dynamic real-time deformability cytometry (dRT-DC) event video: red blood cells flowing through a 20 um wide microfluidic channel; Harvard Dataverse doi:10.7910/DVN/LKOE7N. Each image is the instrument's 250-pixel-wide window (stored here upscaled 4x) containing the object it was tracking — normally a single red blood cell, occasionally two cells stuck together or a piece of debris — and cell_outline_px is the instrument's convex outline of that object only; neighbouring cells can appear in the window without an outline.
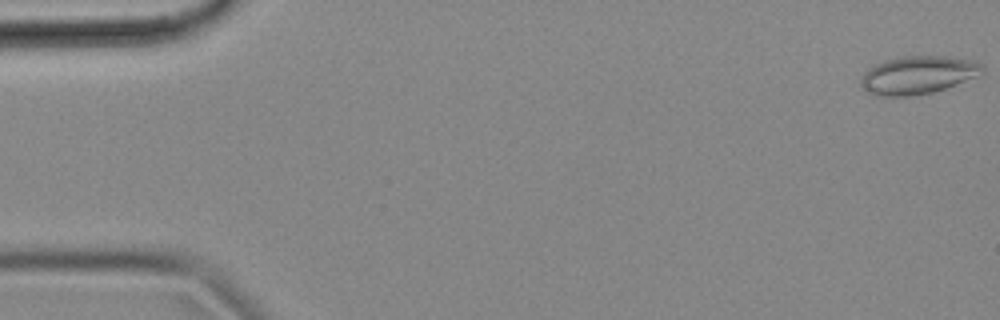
{"species": "common noctule bat (a hibernating species)", "species_latin": "Nyctalus noctula", "temperature_condition": "cold", "stored_images_in_passage": 16, "camera_frame_rate_fps": 3000, "um_per_image_px": 0.085, "animal": {"sex": "female", "body_mass_g": 18.4}, "frame": {"image": 1, "passage_image": 1, "time_ms": 0.0, "image_size_px": [1000, 320], "cell_outline_px": [[984, 72], [980, 76], [932, 92], [908, 96], [876, 96], [860, 88], [860, 80], [864, 72], [868, 68], [876, 64], [888, 60], [904, 56], [948, 56], [972, 60], [980, 64], [984, 68]], "centroid_in_image_um": [78.01, 6.38], "position_along_channel_um": 7.0, "area_um2": 26.93}}